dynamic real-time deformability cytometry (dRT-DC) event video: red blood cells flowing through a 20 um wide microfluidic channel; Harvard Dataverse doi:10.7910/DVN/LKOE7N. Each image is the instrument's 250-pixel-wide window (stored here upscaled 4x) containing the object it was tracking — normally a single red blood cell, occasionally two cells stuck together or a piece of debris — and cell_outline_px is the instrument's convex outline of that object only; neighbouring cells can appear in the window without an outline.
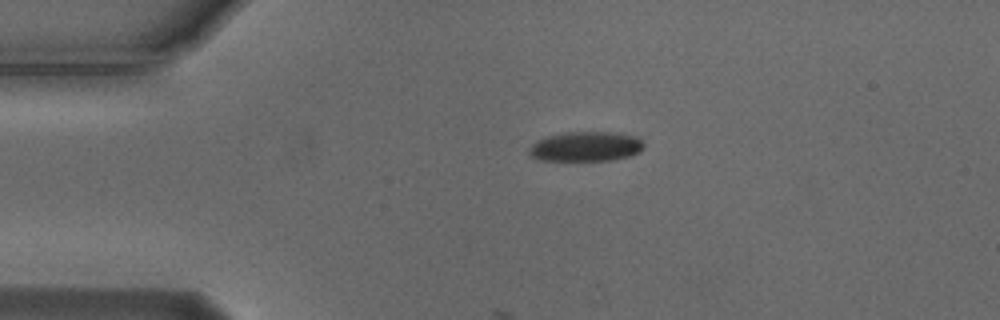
{"species": "Egyptian fruit bat (a non-hibernating species)", "species_latin": "Rousettus aegyptiacus", "temperature_condition": "cold", "stored_images_in_passage": 25, "camera_frame_rate_fps": 3000, "um_per_image_px": 0.085, "animal": {"sex": "male"}, "frame": {"image": 1, "passage_image": 1, "time_ms": 0.0, "image_size_px": [1000, 320], "cell_outline_px": [[644, 148], [640, 152], [628, 156], [612, 160], [540, 160], [528, 156], [528, 152], [532, 144], [548, 136], [564, 132], [608, 132], [636, 136], [644, 144]], "centroid_in_image_um": [49.79, 12.46], "position_along_channel_um": 35.2, "area_um2": 19.77}}
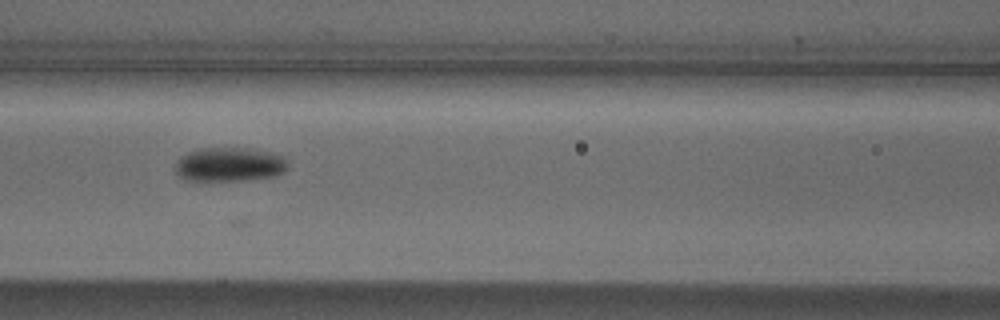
{"frame": {"image": 2, "passage_image": 13, "time_ms": 4.0, "image_size_px": [1000, 320], "cell_outline_px": [[288, 168], [284, 172], [272, 176], [240, 180], [188, 180], [180, 176], [176, 172], [176, 160], [180, 156], [196, 148], [244, 148], [268, 152], [284, 156], [288, 164]], "centroid_in_image_um": [19.49, 13.96], "position_along_channel_um": 147.1, "area_um2": 22.2}}
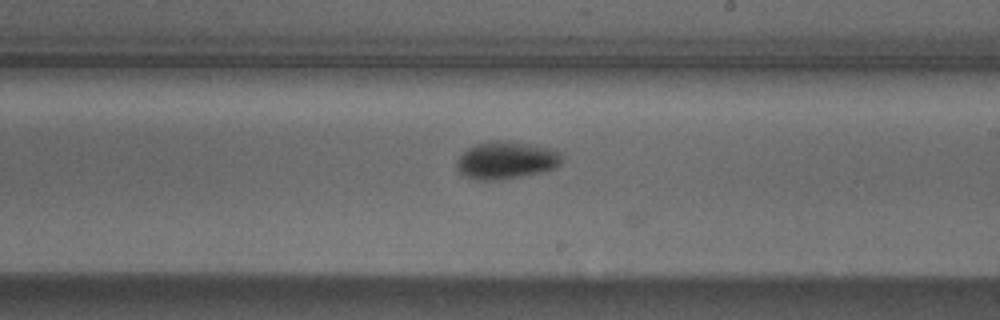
{"frame": {"image": 3, "passage_image": 21, "time_ms": 6.667, "image_size_px": [1000, 320], "cell_outline_px": [[560, 164], [556, 168], [544, 172], [500, 180], [476, 180], [464, 176], [456, 168], [456, 160], [468, 148], [476, 144], [492, 140], [504, 140], [552, 148], [560, 152]], "centroid_in_image_um": [43.01, 13.63], "position_along_channel_um": 246.0, "area_um2": 23.12}}